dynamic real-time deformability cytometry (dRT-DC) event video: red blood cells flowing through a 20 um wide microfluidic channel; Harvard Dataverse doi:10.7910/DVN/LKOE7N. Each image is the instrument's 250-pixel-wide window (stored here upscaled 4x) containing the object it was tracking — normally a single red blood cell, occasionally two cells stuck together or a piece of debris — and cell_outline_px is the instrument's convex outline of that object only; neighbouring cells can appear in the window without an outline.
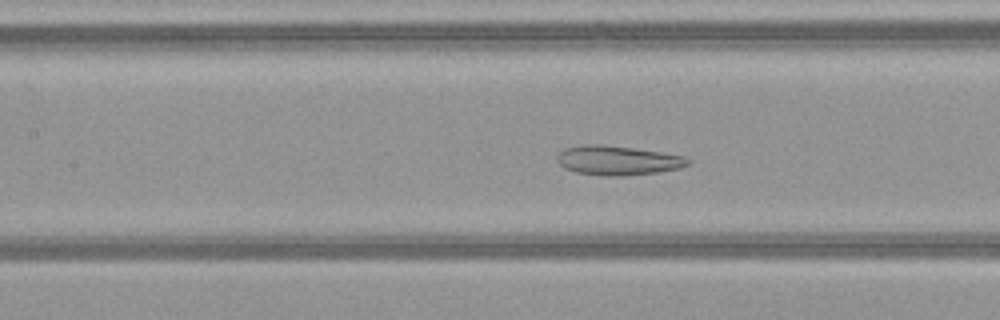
{"species": "common noctule bat (a hibernating species)", "species_latin": "Nyctalus noctula", "temperature_condition": "warm", "stored_images_in_passage": 46, "camera_frame_rate_fps": 3000, "um_per_image_px": 0.085, "animal": {"sex": "female", "body_mass_g": 21.9}, "frame": {"image": 1, "passage_image": 18, "time_ms": 5.667, "image_size_px": [1000, 320], "cell_outline_px": [[692, 160], [688, 164], [680, 168], [660, 172], [624, 176], [604, 176], [576, 172], [564, 168], [556, 160], [556, 156], [564, 148], [584, 144], [600, 144], [632, 148], [660, 152], [684, 156]], "centroid_in_image_um": [52.49, 13.64], "position_along_channel_um": 154.9, "area_um2": 22.48}}
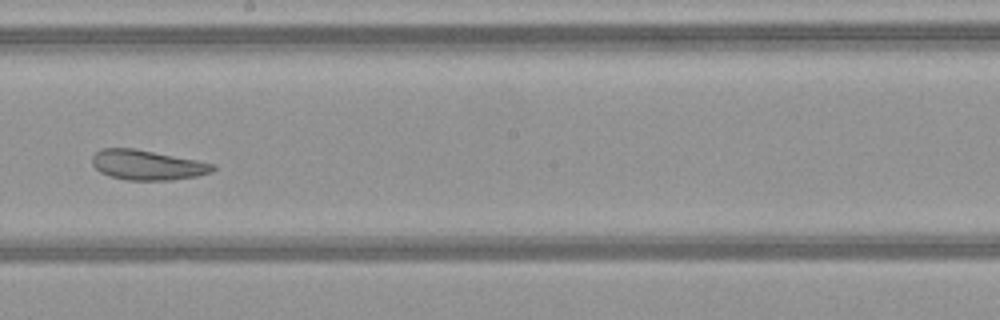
{"frame": {"image": 2, "passage_image": 24, "time_ms": 7.667, "image_size_px": [1000, 320], "cell_outline_px": [[216, 168], [212, 172], [196, 176], [172, 180], [128, 180], [108, 176], [100, 172], [92, 164], [92, 156], [100, 148], [136, 148], [216, 164]], "centroid_in_image_um": [12.51, 14.02], "position_along_channel_um": 235.7, "area_um2": 21.15}}
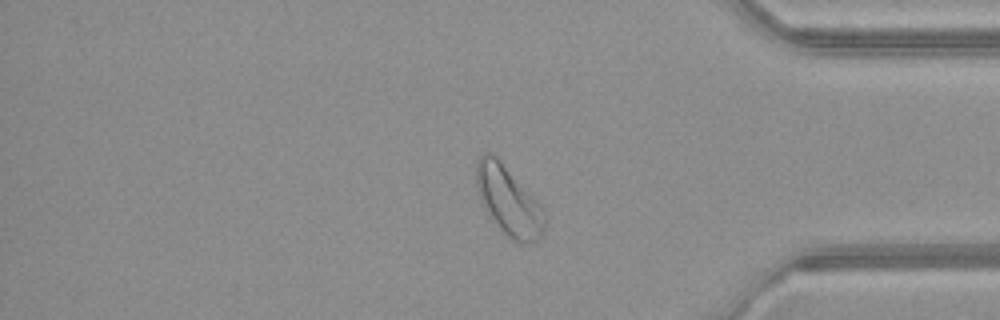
{"frame": {"image": 3, "passage_image": 37, "time_ms": 12.0, "image_size_px": [1000, 320], "cell_outline_px": [[548, 220], [544, 236], [532, 244], [520, 244], [512, 240], [488, 216], [480, 200], [476, 184], [476, 160], [484, 152], [488, 152], [496, 156], [544, 208]], "centroid_in_image_um": [43.28, 17.13], "position_along_channel_um": 391.9, "area_um2": 28.03}}